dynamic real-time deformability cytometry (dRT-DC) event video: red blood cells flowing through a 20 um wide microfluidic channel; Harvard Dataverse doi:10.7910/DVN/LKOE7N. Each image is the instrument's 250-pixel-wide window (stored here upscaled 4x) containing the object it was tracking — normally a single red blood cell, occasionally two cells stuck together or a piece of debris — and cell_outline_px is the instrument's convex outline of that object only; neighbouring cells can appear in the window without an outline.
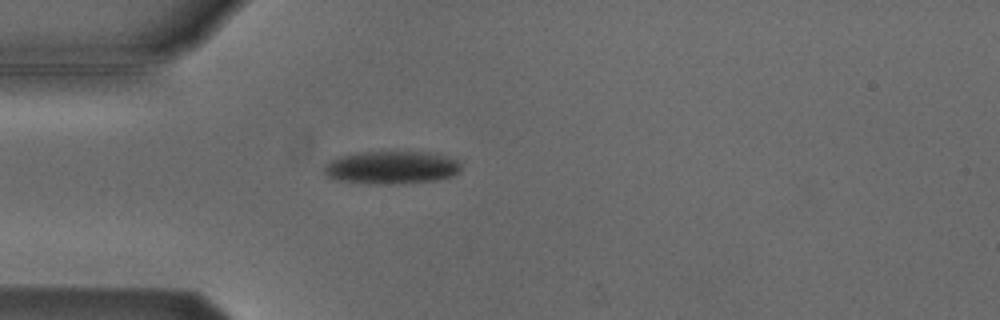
{"species": "Egyptian fruit bat (a non-hibernating species)", "species_latin": "Rousettus aegyptiacus", "temperature_condition": "cold", "stored_images_in_passage": 4, "camera_frame_rate_fps": 3000, "um_per_image_px": 0.085, "animal": {"sex": "male"}, "frame": {"image": 1, "passage_image": 4, "time_ms": 3.667, "image_size_px": [1000, 320], "cell_outline_px": [[460, 172], [452, 176], [436, 180], [396, 184], [368, 184], [336, 180], [328, 176], [324, 172], [324, 164], [340, 156], [360, 152], [428, 152], [448, 156], [456, 160], [460, 164]], "centroid_in_image_um": [33.27, 14.24], "position_along_channel_um": 51.7, "area_um2": 26.36}}